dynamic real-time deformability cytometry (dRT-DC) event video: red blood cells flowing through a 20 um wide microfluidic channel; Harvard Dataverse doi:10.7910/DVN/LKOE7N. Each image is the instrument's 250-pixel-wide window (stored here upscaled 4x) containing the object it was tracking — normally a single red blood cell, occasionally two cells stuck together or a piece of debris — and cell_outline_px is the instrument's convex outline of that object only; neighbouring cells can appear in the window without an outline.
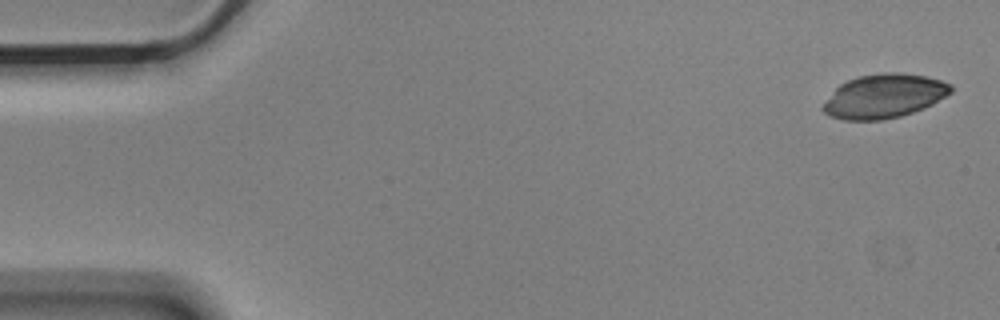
{"species": "Egyptian fruit bat (a non-hibernating species)", "species_latin": "Rousettus aegyptiacus", "temperature_condition": "cold", "stored_images_in_passage": 4, "camera_frame_rate_fps": 3000, "um_per_image_px": 0.085, "animal": {"sex": "male"}, "frame": {"image": 1, "passage_image": 1, "time_ms": 0.0, "image_size_px": [1000, 320], "cell_outline_px": [[952, 92], [932, 104], [924, 108], [900, 116], [880, 120], [844, 120], [828, 116], [820, 108], [836, 88], [840, 84], [848, 80], [860, 76], [884, 72], [900, 72], [924, 76], [940, 80], [952, 84]], "centroid_in_image_um": [75.14, 8.17], "position_along_channel_um": 9.9, "area_um2": 32.66}}
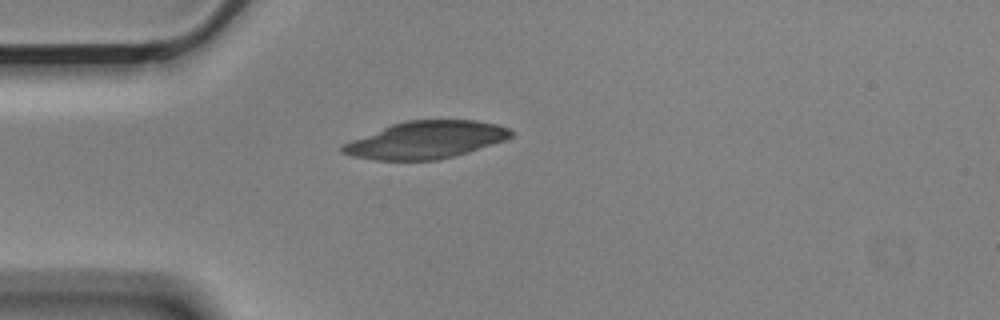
{"frame": {"image": 2, "passage_image": 4, "time_ms": 1.0, "image_size_px": [1000, 320], "cell_outline_px": [[512, 136], [504, 140], [468, 152], [436, 160], [376, 160], [352, 156], [340, 152], [340, 148], [344, 144], [352, 140], [392, 124], [408, 120], [476, 120], [496, 124], [508, 128], [512, 132]], "centroid_in_image_um": [36.19, 11.89], "position_along_channel_um": 48.8, "area_um2": 36.18}}